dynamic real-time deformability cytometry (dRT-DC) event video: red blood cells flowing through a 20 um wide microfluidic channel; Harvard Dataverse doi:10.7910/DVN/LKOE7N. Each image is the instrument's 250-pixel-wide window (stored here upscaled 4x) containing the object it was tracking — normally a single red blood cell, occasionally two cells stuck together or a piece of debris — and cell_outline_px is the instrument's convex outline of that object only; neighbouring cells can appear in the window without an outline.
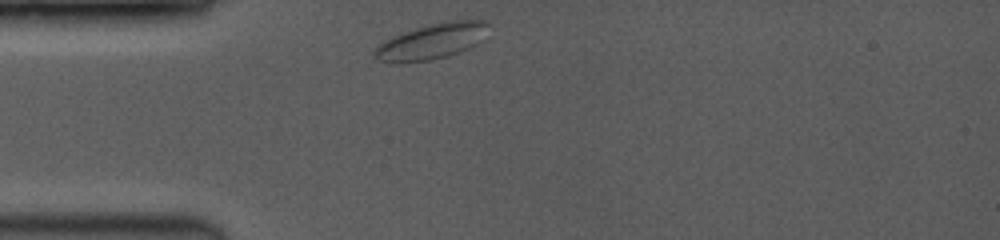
{"species": "common noctule bat (a hibernating species)", "species_latin": "Nyctalus noctula", "temperature_condition": "room temperature", "stored_images_in_passage": 37, "camera_frame_rate_fps": 3500, "um_per_image_px": 0.085, "animal": {"sex": "female", "body_mass_g": 19.0, "forearm_length_mm": 53.3}, "frame": {"image": 1, "passage_image": 1, "time_ms": 0.0, "image_size_px": [1000, 240], "cell_outline_px": [[488, 24], [484, 40], [468, 48], [444, 56], [428, 60], [376, 60], [372, 56], [372, 52], [376, 44], [392, 36], [416, 28], [448, 20], [484, 20]], "centroid_in_image_um": [36.7, 3.47], "position_along_channel_um": 48.3, "area_um2": 23.0}}
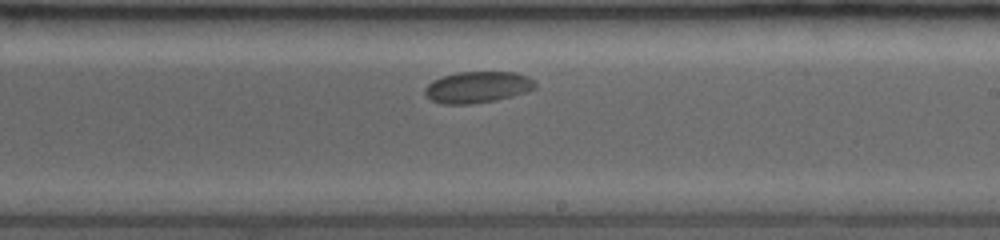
{"frame": {"image": 2, "passage_image": 21, "time_ms": 5.714, "image_size_px": [1000, 240], "cell_outline_px": [[536, 88], [512, 96], [496, 100], [472, 104], [440, 104], [432, 100], [424, 92], [424, 88], [432, 80], [456, 72], [516, 72], [528, 76], [536, 84]], "centroid_in_image_um": [40.58, 7.41], "position_along_channel_um": 248.4, "area_um2": 20.17}}
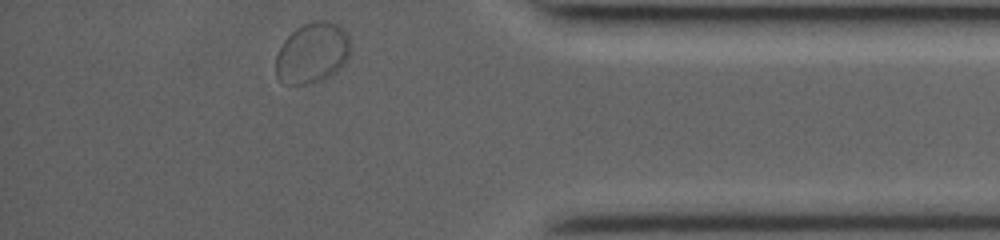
{"frame": {"image": 3, "passage_image": 37, "time_ms": 10.286, "image_size_px": [1000, 240], "cell_outline_px": [[352, 48], [348, 60], [336, 72], [312, 84], [288, 84], [280, 80], [276, 76], [276, 56], [284, 40], [296, 28], [312, 20], [324, 20], [340, 24], [344, 28], [348, 36]], "centroid_in_image_um": [26.59, 4.48], "position_along_channel_um": 408.6, "area_um2": 26.7}}